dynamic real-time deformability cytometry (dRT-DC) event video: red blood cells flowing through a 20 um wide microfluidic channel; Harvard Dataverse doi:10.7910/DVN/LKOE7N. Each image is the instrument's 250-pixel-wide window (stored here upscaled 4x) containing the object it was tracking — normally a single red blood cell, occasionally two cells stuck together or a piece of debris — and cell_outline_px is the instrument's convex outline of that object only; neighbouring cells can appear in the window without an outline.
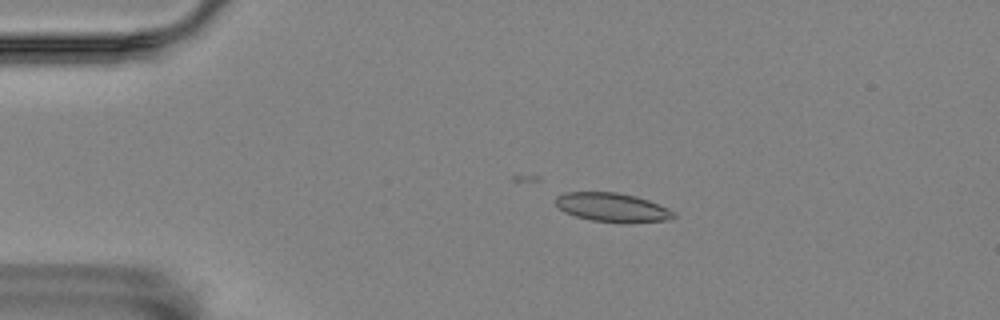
{"species": "Egyptian fruit bat (a non-hibernating species)", "species_latin": "Rousettus aegyptiacus", "temperature_condition": "room temperature", "stored_images_in_passage": 36, "camera_frame_rate_fps": 3000, "um_per_image_px": 0.085, "animal": {"sex": "female"}, "frame": {"image": 1, "passage_image": 5, "time_ms": 1.333, "image_size_px": [1000, 320], "cell_outline_px": [[676, 216], [668, 220], [592, 220], [576, 216], [564, 212], [556, 204], [556, 196], [564, 192], [616, 192], [636, 196], [648, 200], [668, 208], [676, 212]], "centroid_in_image_um": [52.0, 17.57], "position_along_channel_um": 33.0, "area_um2": 19.02}}
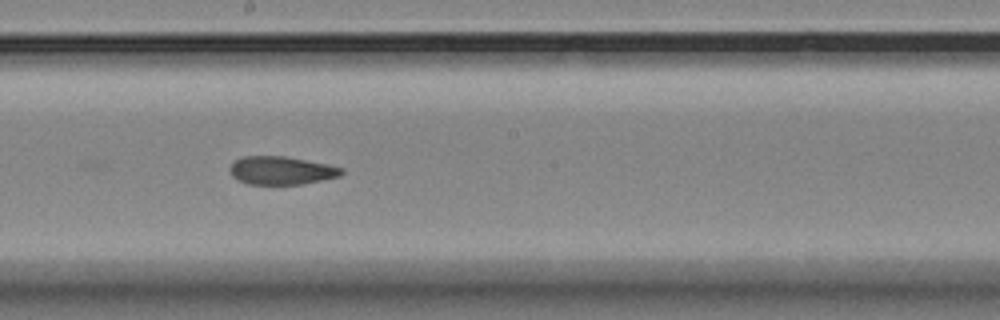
{"frame": {"image": 2, "passage_image": 25, "time_ms": 8.0, "image_size_px": [1000, 320], "cell_outline_px": [[344, 172], [340, 176], [304, 184], [248, 184], [236, 180], [232, 176], [228, 168], [236, 160], [244, 156], [284, 156], [328, 164], [344, 168]], "centroid_in_image_um": [23.91, 14.49], "position_along_channel_um": 224.3, "area_um2": 18.44}}
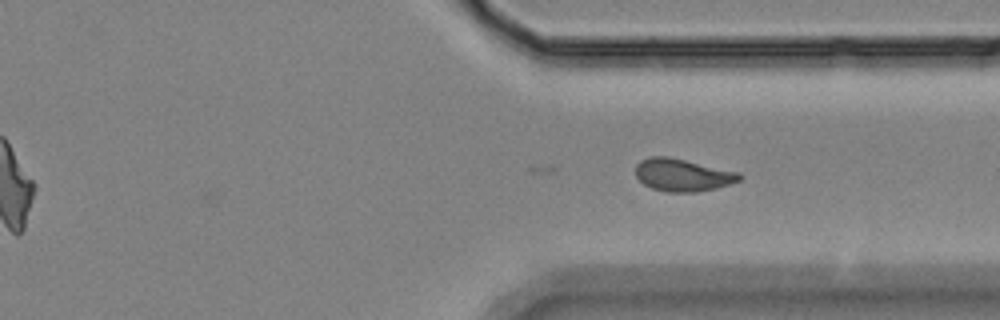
{"frame": {"image": 3, "passage_image": 36, "time_ms": 11.667, "image_size_px": [1000, 320], "cell_outline_px": [[744, 176], [740, 180], [716, 188], [696, 192], [664, 192], [652, 188], [644, 184], [636, 176], [636, 164], [640, 160], [648, 156], [668, 156], [740, 172]], "centroid_in_image_um": [58.02, 14.86], "position_along_channel_um": 353.4, "area_um2": 19.83}}